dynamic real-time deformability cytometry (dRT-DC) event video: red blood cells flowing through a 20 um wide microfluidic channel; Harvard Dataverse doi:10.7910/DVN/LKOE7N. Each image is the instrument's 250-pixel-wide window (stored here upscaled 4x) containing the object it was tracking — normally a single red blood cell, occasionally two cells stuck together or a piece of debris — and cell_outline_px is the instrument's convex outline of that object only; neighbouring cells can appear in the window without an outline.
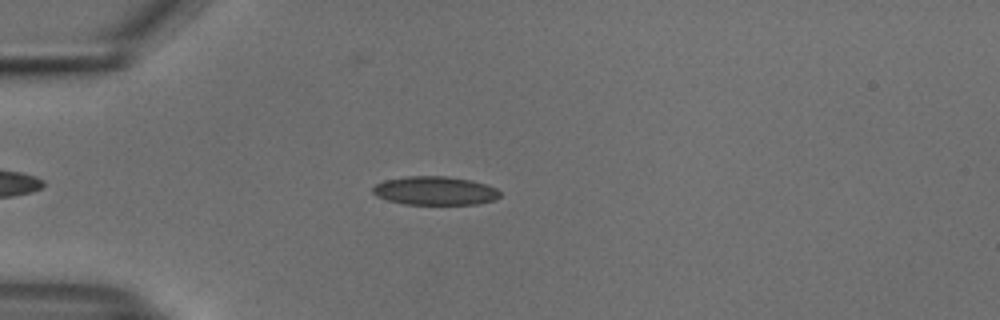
{"species": "common noctule bat (a hibernating species)", "species_latin": "Nyctalus noctula", "temperature_condition": "cold", "stored_images_in_passage": 39, "camera_frame_rate_fps": 3000, "um_per_image_px": 0.085, "animal": {"sex": "male", "body_mass_g": 18.8}, "frame": {"image": 1, "passage_image": 6, "time_ms": 1.667, "image_size_px": [1000, 320], "cell_outline_px": [[500, 196], [496, 200], [476, 204], [404, 204], [388, 200], [376, 196], [372, 192], [372, 188], [376, 184], [384, 180], [408, 176], [444, 176], [472, 180], [496, 188], [500, 192]], "centroid_in_image_um": [36.97, 16.21], "position_along_channel_um": 48.0, "area_um2": 21.21}}
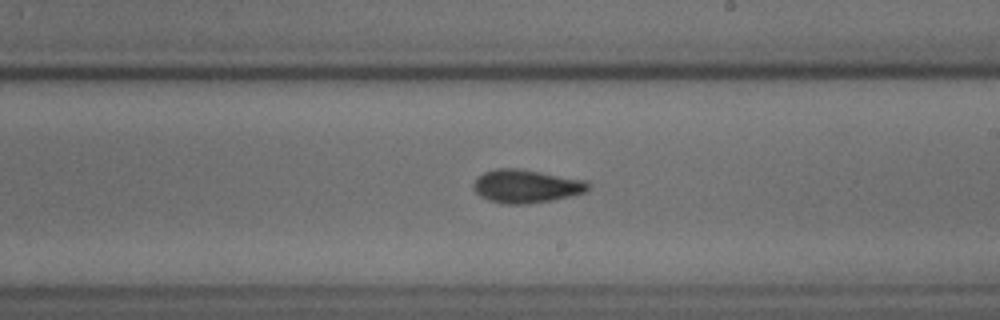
{"frame": {"image": 2, "passage_image": 23, "time_ms": 7.333, "image_size_px": [1000, 320], "cell_outline_px": [[588, 188], [584, 192], [552, 200], [524, 204], [500, 204], [488, 200], [480, 196], [472, 188], [472, 184], [476, 176], [484, 172], [496, 168], [520, 168], [588, 180]], "centroid_in_image_um": [44.66, 15.81], "position_along_channel_um": 244.3, "area_um2": 22.48}}
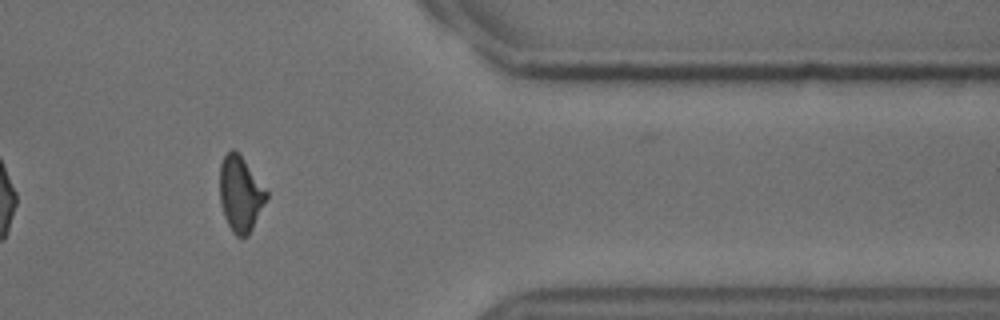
{"frame": {"image": 3, "passage_image": 36, "time_ms": 11.667, "image_size_px": [1000, 320], "cell_outline_px": [[268, 196], [248, 236], [236, 236], [232, 232], [224, 216], [220, 200], [220, 164], [224, 156], [232, 148], [244, 160], [268, 192]], "centroid_in_image_um": [20.42, 16.49], "position_along_channel_um": 391.0, "area_um2": 20.11}, "authors_computed_cell_mechanics": {"area_um2": 21.2126, "velocity_mm_per_s": 3.7688, "shape_relaxation_time_tau1_ms": 4.5741, "shape_relaxation_time_tau2_ms": 1.6419, "deformation_change_tau1": 0.1193, "deformation_change_tau2": 0.0686}}